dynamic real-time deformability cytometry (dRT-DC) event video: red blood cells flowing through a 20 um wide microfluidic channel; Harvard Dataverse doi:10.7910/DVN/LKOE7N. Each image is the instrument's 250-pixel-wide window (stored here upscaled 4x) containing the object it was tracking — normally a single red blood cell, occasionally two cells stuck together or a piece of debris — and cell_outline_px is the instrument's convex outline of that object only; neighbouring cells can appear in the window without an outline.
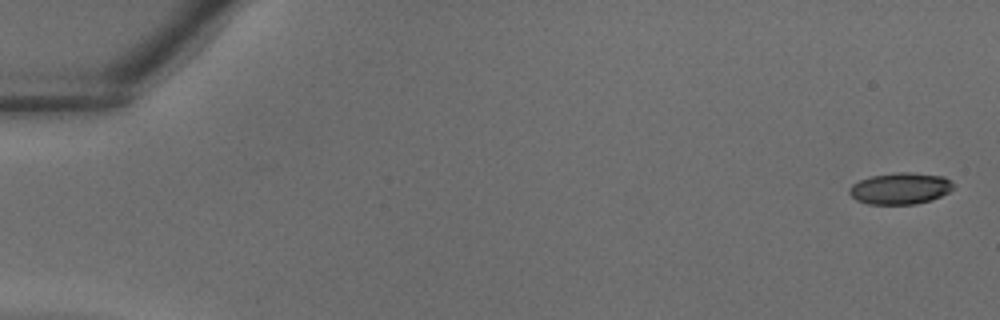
{"species": "common noctule bat (a hibernating species)", "species_latin": "Nyctalus noctula", "temperature_condition": "warm", "stored_images_in_passage": 38, "camera_frame_rate_fps": 3000, "um_per_image_px": 0.085, "animal": {"sex": "male", "body_mass_g": 18.8}, "frame": {"image": 1, "passage_image": 1, "time_ms": 0.0, "image_size_px": [1000, 320], "cell_outline_px": [[952, 188], [948, 192], [932, 200], [916, 204], [868, 204], [856, 200], [848, 192], [848, 188], [852, 184], [860, 180], [872, 176], [900, 172], [908, 172], [944, 176], [952, 184]], "centroid_in_image_um": [76.49, 16.02], "position_along_channel_um": 8.5, "area_um2": 18.96}}
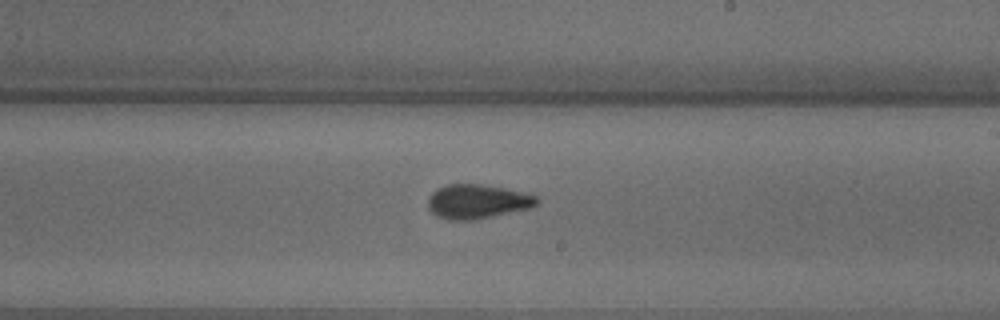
{"frame": {"image": 2, "passage_image": 23, "time_ms": 7.333, "image_size_px": [1000, 320], "cell_outline_px": [[540, 200], [532, 208], [472, 220], [444, 220], [436, 216], [428, 208], [428, 196], [432, 192], [448, 184], [480, 184], [504, 188], [536, 196]], "centroid_in_image_um": [40.54, 17.14], "position_along_channel_um": 248.5, "area_um2": 21.68}}
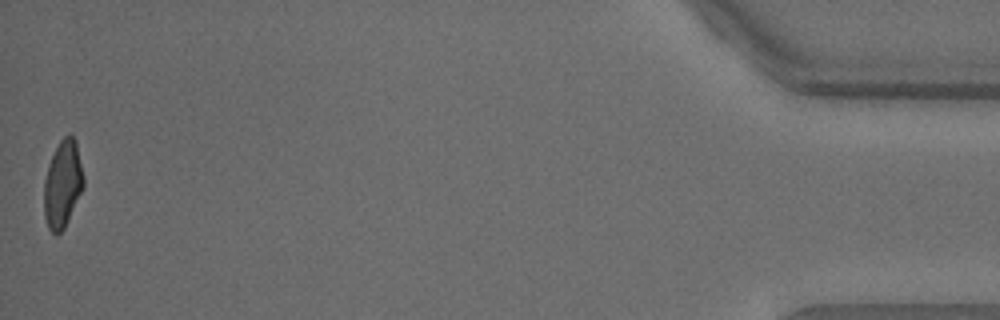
{"frame": {"image": 3, "passage_image": 38, "time_ms": 12.333, "image_size_px": [1000, 320], "cell_outline_px": [[84, 188], [64, 228], [56, 236], [48, 228], [44, 216], [44, 180], [48, 164], [60, 140], [68, 132], [76, 140], [84, 176]], "centroid_in_image_um": [5.33, 15.64], "position_along_channel_um": 429.9, "area_um2": 20.29}}